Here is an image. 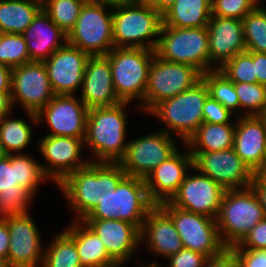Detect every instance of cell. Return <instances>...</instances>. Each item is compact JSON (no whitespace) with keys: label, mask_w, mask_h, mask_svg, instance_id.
Here are the masks:
<instances>
[{"label":"cell","mask_w":266,"mask_h":267,"mask_svg":"<svg viewBox=\"0 0 266 267\" xmlns=\"http://www.w3.org/2000/svg\"><path fill=\"white\" fill-rule=\"evenodd\" d=\"M126 176L118 162H92L67 175L58 185L68 207L83 220L93 208L109 196Z\"/></svg>","instance_id":"1"},{"label":"cell","mask_w":266,"mask_h":267,"mask_svg":"<svg viewBox=\"0 0 266 267\" xmlns=\"http://www.w3.org/2000/svg\"><path fill=\"white\" fill-rule=\"evenodd\" d=\"M130 102L114 106L88 109L84 147L93 156L92 162H119L124 156L127 143L126 108Z\"/></svg>","instance_id":"2"},{"label":"cell","mask_w":266,"mask_h":267,"mask_svg":"<svg viewBox=\"0 0 266 267\" xmlns=\"http://www.w3.org/2000/svg\"><path fill=\"white\" fill-rule=\"evenodd\" d=\"M115 47L155 50L163 24L162 15L146 0L113 7Z\"/></svg>","instance_id":"3"},{"label":"cell","mask_w":266,"mask_h":267,"mask_svg":"<svg viewBox=\"0 0 266 267\" xmlns=\"http://www.w3.org/2000/svg\"><path fill=\"white\" fill-rule=\"evenodd\" d=\"M265 213L259 197L250 186L225 190L216 223L220 238L227 248L239 244Z\"/></svg>","instance_id":"4"},{"label":"cell","mask_w":266,"mask_h":267,"mask_svg":"<svg viewBox=\"0 0 266 267\" xmlns=\"http://www.w3.org/2000/svg\"><path fill=\"white\" fill-rule=\"evenodd\" d=\"M208 96V87L202 79L192 88L160 101L148 114L165 124L161 131L177 134L185 144L203 123V106Z\"/></svg>","instance_id":"5"},{"label":"cell","mask_w":266,"mask_h":267,"mask_svg":"<svg viewBox=\"0 0 266 267\" xmlns=\"http://www.w3.org/2000/svg\"><path fill=\"white\" fill-rule=\"evenodd\" d=\"M155 206L145 181L126 175L115 192L100 201L84 219H117L134 224L140 231L148 212Z\"/></svg>","instance_id":"6"},{"label":"cell","mask_w":266,"mask_h":267,"mask_svg":"<svg viewBox=\"0 0 266 267\" xmlns=\"http://www.w3.org/2000/svg\"><path fill=\"white\" fill-rule=\"evenodd\" d=\"M155 54L160 58L196 67L202 73L217 68L210 62L208 28L162 26Z\"/></svg>","instance_id":"7"},{"label":"cell","mask_w":266,"mask_h":267,"mask_svg":"<svg viewBox=\"0 0 266 267\" xmlns=\"http://www.w3.org/2000/svg\"><path fill=\"white\" fill-rule=\"evenodd\" d=\"M154 55L155 50L130 47H114L106 55L114 90L122 102L143 101Z\"/></svg>","instance_id":"8"},{"label":"cell","mask_w":266,"mask_h":267,"mask_svg":"<svg viewBox=\"0 0 266 267\" xmlns=\"http://www.w3.org/2000/svg\"><path fill=\"white\" fill-rule=\"evenodd\" d=\"M112 6L87 0L74 27L67 34V43L89 56H106L115 46L113 41Z\"/></svg>","instance_id":"9"},{"label":"cell","mask_w":266,"mask_h":267,"mask_svg":"<svg viewBox=\"0 0 266 267\" xmlns=\"http://www.w3.org/2000/svg\"><path fill=\"white\" fill-rule=\"evenodd\" d=\"M202 72L194 66L166 61L156 54L148 72V81L141 111L148 113L156 104L195 86Z\"/></svg>","instance_id":"10"},{"label":"cell","mask_w":266,"mask_h":267,"mask_svg":"<svg viewBox=\"0 0 266 267\" xmlns=\"http://www.w3.org/2000/svg\"><path fill=\"white\" fill-rule=\"evenodd\" d=\"M158 206L171 218L183 247L209 257L221 254L223 244L216 219L172 206L168 201Z\"/></svg>","instance_id":"11"},{"label":"cell","mask_w":266,"mask_h":267,"mask_svg":"<svg viewBox=\"0 0 266 267\" xmlns=\"http://www.w3.org/2000/svg\"><path fill=\"white\" fill-rule=\"evenodd\" d=\"M11 95L28 119L38 125L37 113L55 96L43 62L31 61L12 68Z\"/></svg>","instance_id":"12"},{"label":"cell","mask_w":266,"mask_h":267,"mask_svg":"<svg viewBox=\"0 0 266 267\" xmlns=\"http://www.w3.org/2000/svg\"><path fill=\"white\" fill-rule=\"evenodd\" d=\"M177 147L173 135L157 130L128 141L118 163L126 175L145 179L154 168L174 155L179 150Z\"/></svg>","instance_id":"13"},{"label":"cell","mask_w":266,"mask_h":267,"mask_svg":"<svg viewBox=\"0 0 266 267\" xmlns=\"http://www.w3.org/2000/svg\"><path fill=\"white\" fill-rule=\"evenodd\" d=\"M190 154L193 166L225 190L251 186L255 173L236 154L234 148Z\"/></svg>","instance_id":"14"},{"label":"cell","mask_w":266,"mask_h":267,"mask_svg":"<svg viewBox=\"0 0 266 267\" xmlns=\"http://www.w3.org/2000/svg\"><path fill=\"white\" fill-rule=\"evenodd\" d=\"M197 171L193 175L186 174L178 191L168 201L172 206L216 219L225 189L211 178Z\"/></svg>","instance_id":"15"},{"label":"cell","mask_w":266,"mask_h":267,"mask_svg":"<svg viewBox=\"0 0 266 267\" xmlns=\"http://www.w3.org/2000/svg\"><path fill=\"white\" fill-rule=\"evenodd\" d=\"M41 156L47 164H41L45 175L58 185L67 175L86 166L90 160H83L84 140L76 137L45 135L38 143Z\"/></svg>","instance_id":"16"},{"label":"cell","mask_w":266,"mask_h":267,"mask_svg":"<svg viewBox=\"0 0 266 267\" xmlns=\"http://www.w3.org/2000/svg\"><path fill=\"white\" fill-rule=\"evenodd\" d=\"M88 108L76 95H55L36 115L47 122L49 136L85 139Z\"/></svg>","instance_id":"17"},{"label":"cell","mask_w":266,"mask_h":267,"mask_svg":"<svg viewBox=\"0 0 266 267\" xmlns=\"http://www.w3.org/2000/svg\"><path fill=\"white\" fill-rule=\"evenodd\" d=\"M30 215L24 213L3 219L10 233L8 264L11 267H41L42 265L44 247L41 234Z\"/></svg>","instance_id":"18"},{"label":"cell","mask_w":266,"mask_h":267,"mask_svg":"<svg viewBox=\"0 0 266 267\" xmlns=\"http://www.w3.org/2000/svg\"><path fill=\"white\" fill-rule=\"evenodd\" d=\"M89 57L84 51L66 43L43 61L55 95H75L81 89Z\"/></svg>","instance_id":"19"},{"label":"cell","mask_w":266,"mask_h":267,"mask_svg":"<svg viewBox=\"0 0 266 267\" xmlns=\"http://www.w3.org/2000/svg\"><path fill=\"white\" fill-rule=\"evenodd\" d=\"M102 240L109 256L123 266L141 245L140 230L127 221L117 219H83Z\"/></svg>","instance_id":"20"},{"label":"cell","mask_w":266,"mask_h":267,"mask_svg":"<svg viewBox=\"0 0 266 267\" xmlns=\"http://www.w3.org/2000/svg\"><path fill=\"white\" fill-rule=\"evenodd\" d=\"M185 148L159 164L144 179L149 199L155 205L169 201L192 170L193 157L188 147Z\"/></svg>","instance_id":"21"},{"label":"cell","mask_w":266,"mask_h":267,"mask_svg":"<svg viewBox=\"0 0 266 267\" xmlns=\"http://www.w3.org/2000/svg\"><path fill=\"white\" fill-rule=\"evenodd\" d=\"M80 90V99L88 109L122 102L114 90L112 70L106 56H90L87 59Z\"/></svg>","instance_id":"22"},{"label":"cell","mask_w":266,"mask_h":267,"mask_svg":"<svg viewBox=\"0 0 266 267\" xmlns=\"http://www.w3.org/2000/svg\"><path fill=\"white\" fill-rule=\"evenodd\" d=\"M233 148L236 154L254 172L266 165V128L260 116L236 118Z\"/></svg>","instance_id":"23"},{"label":"cell","mask_w":266,"mask_h":267,"mask_svg":"<svg viewBox=\"0 0 266 267\" xmlns=\"http://www.w3.org/2000/svg\"><path fill=\"white\" fill-rule=\"evenodd\" d=\"M207 28L210 62L213 65L215 63L217 69L237 54L246 51L241 20L212 15Z\"/></svg>","instance_id":"24"},{"label":"cell","mask_w":266,"mask_h":267,"mask_svg":"<svg viewBox=\"0 0 266 267\" xmlns=\"http://www.w3.org/2000/svg\"><path fill=\"white\" fill-rule=\"evenodd\" d=\"M141 243L143 239L149 251L156 256H169L183 249L182 241L171 218L158 206L155 205L147 214L140 232Z\"/></svg>","instance_id":"25"},{"label":"cell","mask_w":266,"mask_h":267,"mask_svg":"<svg viewBox=\"0 0 266 267\" xmlns=\"http://www.w3.org/2000/svg\"><path fill=\"white\" fill-rule=\"evenodd\" d=\"M22 35L27 42L30 62L47 60L57 49L67 43V34L43 9L38 12Z\"/></svg>","instance_id":"26"},{"label":"cell","mask_w":266,"mask_h":267,"mask_svg":"<svg viewBox=\"0 0 266 267\" xmlns=\"http://www.w3.org/2000/svg\"><path fill=\"white\" fill-rule=\"evenodd\" d=\"M63 229L75 242L82 267H120L108 254L102 240L83 221L73 220Z\"/></svg>","instance_id":"27"},{"label":"cell","mask_w":266,"mask_h":267,"mask_svg":"<svg viewBox=\"0 0 266 267\" xmlns=\"http://www.w3.org/2000/svg\"><path fill=\"white\" fill-rule=\"evenodd\" d=\"M212 0H176L162 15V26L175 28L206 27L212 16Z\"/></svg>","instance_id":"28"},{"label":"cell","mask_w":266,"mask_h":267,"mask_svg":"<svg viewBox=\"0 0 266 267\" xmlns=\"http://www.w3.org/2000/svg\"><path fill=\"white\" fill-rule=\"evenodd\" d=\"M236 123L213 124L203 122L183 145L190 153L213 152L233 148Z\"/></svg>","instance_id":"29"},{"label":"cell","mask_w":266,"mask_h":267,"mask_svg":"<svg viewBox=\"0 0 266 267\" xmlns=\"http://www.w3.org/2000/svg\"><path fill=\"white\" fill-rule=\"evenodd\" d=\"M41 9L37 0H0V33L22 34Z\"/></svg>","instance_id":"30"},{"label":"cell","mask_w":266,"mask_h":267,"mask_svg":"<svg viewBox=\"0 0 266 267\" xmlns=\"http://www.w3.org/2000/svg\"><path fill=\"white\" fill-rule=\"evenodd\" d=\"M23 118H9L6 115L0 119V146L5 155L22 154V150L32 141L33 129ZM18 152V153H17Z\"/></svg>","instance_id":"31"},{"label":"cell","mask_w":266,"mask_h":267,"mask_svg":"<svg viewBox=\"0 0 266 267\" xmlns=\"http://www.w3.org/2000/svg\"><path fill=\"white\" fill-rule=\"evenodd\" d=\"M44 247L41 267H82L74 240L64 231Z\"/></svg>","instance_id":"32"},{"label":"cell","mask_w":266,"mask_h":267,"mask_svg":"<svg viewBox=\"0 0 266 267\" xmlns=\"http://www.w3.org/2000/svg\"><path fill=\"white\" fill-rule=\"evenodd\" d=\"M202 79L206 83L209 95L231 113L240 116V103L235 90V83L229 80L218 69L202 74Z\"/></svg>","instance_id":"33"},{"label":"cell","mask_w":266,"mask_h":267,"mask_svg":"<svg viewBox=\"0 0 266 267\" xmlns=\"http://www.w3.org/2000/svg\"><path fill=\"white\" fill-rule=\"evenodd\" d=\"M241 21L246 51L266 53V7L258 5Z\"/></svg>","instance_id":"34"},{"label":"cell","mask_w":266,"mask_h":267,"mask_svg":"<svg viewBox=\"0 0 266 267\" xmlns=\"http://www.w3.org/2000/svg\"><path fill=\"white\" fill-rule=\"evenodd\" d=\"M240 103V116H260L266 109V85L235 83Z\"/></svg>","instance_id":"35"},{"label":"cell","mask_w":266,"mask_h":267,"mask_svg":"<svg viewBox=\"0 0 266 267\" xmlns=\"http://www.w3.org/2000/svg\"><path fill=\"white\" fill-rule=\"evenodd\" d=\"M22 152V154H16L17 185L23 187L34 197L39 185L50 179L34 157Z\"/></svg>","instance_id":"36"},{"label":"cell","mask_w":266,"mask_h":267,"mask_svg":"<svg viewBox=\"0 0 266 267\" xmlns=\"http://www.w3.org/2000/svg\"><path fill=\"white\" fill-rule=\"evenodd\" d=\"M87 0H56L48 3L43 10L51 20L66 34L76 24L83 4Z\"/></svg>","instance_id":"37"},{"label":"cell","mask_w":266,"mask_h":267,"mask_svg":"<svg viewBox=\"0 0 266 267\" xmlns=\"http://www.w3.org/2000/svg\"><path fill=\"white\" fill-rule=\"evenodd\" d=\"M30 62L22 34L0 33V64L11 68Z\"/></svg>","instance_id":"38"},{"label":"cell","mask_w":266,"mask_h":267,"mask_svg":"<svg viewBox=\"0 0 266 267\" xmlns=\"http://www.w3.org/2000/svg\"><path fill=\"white\" fill-rule=\"evenodd\" d=\"M218 70L233 83H257L254 52L239 53L226 61Z\"/></svg>","instance_id":"39"},{"label":"cell","mask_w":266,"mask_h":267,"mask_svg":"<svg viewBox=\"0 0 266 267\" xmlns=\"http://www.w3.org/2000/svg\"><path fill=\"white\" fill-rule=\"evenodd\" d=\"M33 198L23 187H17V191L0 192V219L29 213L28 206Z\"/></svg>","instance_id":"40"},{"label":"cell","mask_w":266,"mask_h":267,"mask_svg":"<svg viewBox=\"0 0 266 267\" xmlns=\"http://www.w3.org/2000/svg\"><path fill=\"white\" fill-rule=\"evenodd\" d=\"M212 15L242 20L258 4L254 0H212Z\"/></svg>","instance_id":"41"},{"label":"cell","mask_w":266,"mask_h":267,"mask_svg":"<svg viewBox=\"0 0 266 267\" xmlns=\"http://www.w3.org/2000/svg\"><path fill=\"white\" fill-rule=\"evenodd\" d=\"M16 154L0 159V192L17 191Z\"/></svg>","instance_id":"42"},{"label":"cell","mask_w":266,"mask_h":267,"mask_svg":"<svg viewBox=\"0 0 266 267\" xmlns=\"http://www.w3.org/2000/svg\"><path fill=\"white\" fill-rule=\"evenodd\" d=\"M231 117H233V114L218 101L210 95L206 98L203 106V122L213 124L233 123Z\"/></svg>","instance_id":"43"},{"label":"cell","mask_w":266,"mask_h":267,"mask_svg":"<svg viewBox=\"0 0 266 267\" xmlns=\"http://www.w3.org/2000/svg\"><path fill=\"white\" fill-rule=\"evenodd\" d=\"M167 259L168 267H204L208 257L203 253L183 248Z\"/></svg>","instance_id":"44"},{"label":"cell","mask_w":266,"mask_h":267,"mask_svg":"<svg viewBox=\"0 0 266 267\" xmlns=\"http://www.w3.org/2000/svg\"><path fill=\"white\" fill-rule=\"evenodd\" d=\"M231 249H266V217L258 222L243 240Z\"/></svg>","instance_id":"45"},{"label":"cell","mask_w":266,"mask_h":267,"mask_svg":"<svg viewBox=\"0 0 266 267\" xmlns=\"http://www.w3.org/2000/svg\"><path fill=\"white\" fill-rule=\"evenodd\" d=\"M241 267H266V249H232Z\"/></svg>","instance_id":"46"},{"label":"cell","mask_w":266,"mask_h":267,"mask_svg":"<svg viewBox=\"0 0 266 267\" xmlns=\"http://www.w3.org/2000/svg\"><path fill=\"white\" fill-rule=\"evenodd\" d=\"M204 267H239V262L234 251L226 248L221 254L209 257Z\"/></svg>","instance_id":"47"},{"label":"cell","mask_w":266,"mask_h":267,"mask_svg":"<svg viewBox=\"0 0 266 267\" xmlns=\"http://www.w3.org/2000/svg\"><path fill=\"white\" fill-rule=\"evenodd\" d=\"M251 187L258 195L266 216V176H264L261 172L255 173Z\"/></svg>","instance_id":"48"},{"label":"cell","mask_w":266,"mask_h":267,"mask_svg":"<svg viewBox=\"0 0 266 267\" xmlns=\"http://www.w3.org/2000/svg\"><path fill=\"white\" fill-rule=\"evenodd\" d=\"M10 233L7 223L0 219V261L8 263Z\"/></svg>","instance_id":"49"},{"label":"cell","mask_w":266,"mask_h":267,"mask_svg":"<svg viewBox=\"0 0 266 267\" xmlns=\"http://www.w3.org/2000/svg\"><path fill=\"white\" fill-rule=\"evenodd\" d=\"M254 65L257 83L266 85V53L254 52Z\"/></svg>","instance_id":"50"},{"label":"cell","mask_w":266,"mask_h":267,"mask_svg":"<svg viewBox=\"0 0 266 267\" xmlns=\"http://www.w3.org/2000/svg\"><path fill=\"white\" fill-rule=\"evenodd\" d=\"M12 68L0 64V92H11Z\"/></svg>","instance_id":"51"},{"label":"cell","mask_w":266,"mask_h":267,"mask_svg":"<svg viewBox=\"0 0 266 267\" xmlns=\"http://www.w3.org/2000/svg\"><path fill=\"white\" fill-rule=\"evenodd\" d=\"M14 107L11 92H0V119L10 115Z\"/></svg>","instance_id":"52"},{"label":"cell","mask_w":266,"mask_h":267,"mask_svg":"<svg viewBox=\"0 0 266 267\" xmlns=\"http://www.w3.org/2000/svg\"><path fill=\"white\" fill-rule=\"evenodd\" d=\"M157 12L163 15L176 0H146Z\"/></svg>","instance_id":"53"},{"label":"cell","mask_w":266,"mask_h":267,"mask_svg":"<svg viewBox=\"0 0 266 267\" xmlns=\"http://www.w3.org/2000/svg\"><path fill=\"white\" fill-rule=\"evenodd\" d=\"M97 1L103 2L104 4L114 7L118 5L137 3L142 0H97Z\"/></svg>","instance_id":"54"},{"label":"cell","mask_w":266,"mask_h":267,"mask_svg":"<svg viewBox=\"0 0 266 267\" xmlns=\"http://www.w3.org/2000/svg\"><path fill=\"white\" fill-rule=\"evenodd\" d=\"M40 4V6L42 7V9L50 2L52 1H56V0H37Z\"/></svg>","instance_id":"55"},{"label":"cell","mask_w":266,"mask_h":267,"mask_svg":"<svg viewBox=\"0 0 266 267\" xmlns=\"http://www.w3.org/2000/svg\"><path fill=\"white\" fill-rule=\"evenodd\" d=\"M143 267H162V265L160 266V264H158L157 262H152V263H149V264H147L146 263V265H142ZM141 266V267H142Z\"/></svg>","instance_id":"56"},{"label":"cell","mask_w":266,"mask_h":267,"mask_svg":"<svg viewBox=\"0 0 266 267\" xmlns=\"http://www.w3.org/2000/svg\"><path fill=\"white\" fill-rule=\"evenodd\" d=\"M260 117L262 118L264 124H265V128H266V109L264 110V112L260 115Z\"/></svg>","instance_id":"57"},{"label":"cell","mask_w":266,"mask_h":267,"mask_svg":"<svg viewBox=\"0 0 266 267\" xmlns=\"http://www.w3.org/2000/svg\"><path fill=\"white\" fill-rule=\"evenodd\" d=\"M0 267H11V266L5 261H0Z\"/></svg>","instance_id":"58"},{"label":"cell","mask_w":266,"mask_h":267,"mask_svg":"<svg viewBox=\"0 0 266 267\" xmlns=\"http://www.w3.org/2000/svg\"><path fill=\"white\" fill-rule=\"evenodd\" d=\"M5 156V153H4V151L2 150V148H1V146H0V159L2 158V157H4Z\"/></svg>","instance_id":"59"},{"label":"cell","mask_w":266,"mask_h":267,"mask_svg":"<svg viewBox=\"0 0 266 267\" xmlns=\"http://www.w3.org/2000/svg\"><path fill=\"white\" fill-rule=\"evenodd\" d=\"M264 176H266V165L265 167L260 171Z\"/></svg>","instance_id":"60"},{"label":"cell","mask_w":266,"mask_h":267,"mask_svg":"<svg viewBox=\"0 0 266 267\" xmlns=\"http://www.w3.org/2000/svg\"><path fill=\"white\" fill-rule=\"evenodd\" d=\"M258 5H261L260 0H254Z\"/></svg>","instance_id":"61"}]
</instances>
